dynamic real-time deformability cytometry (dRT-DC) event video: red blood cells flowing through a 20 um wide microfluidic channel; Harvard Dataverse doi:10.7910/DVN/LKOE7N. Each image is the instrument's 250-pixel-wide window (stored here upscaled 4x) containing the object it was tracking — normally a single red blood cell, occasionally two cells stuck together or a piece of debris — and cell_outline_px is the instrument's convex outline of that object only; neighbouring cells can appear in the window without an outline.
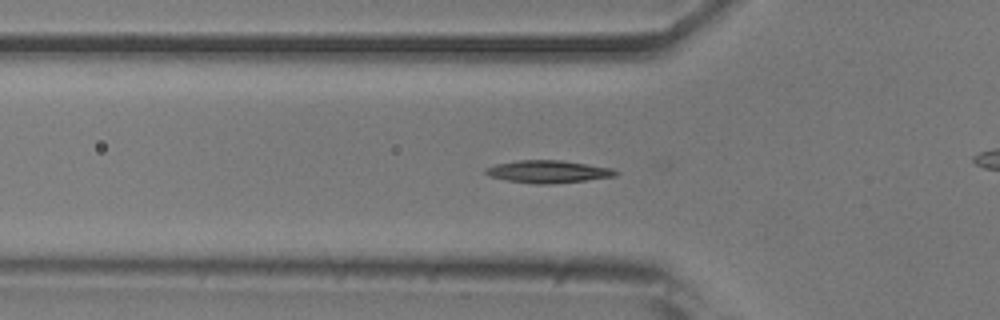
{"species": "common noctule bat (a hibernating species)", "species_latin": "Nyctalus noctula", "temperature_condition": "room temperature", "stored_images_in_passage": 53, "camera_frame_rate_fps": 3000, "um_per_image_px": 0.085, "animal": {"sex": "male", "body_mass_g": 20.5, "forearm_length_mm": 52.5}, "frame": {"image": 1, "passage_image": 17, "time_ms": 5.333, "image_size_px": [1000, 320], "cell_outline_px": [[620, 172], [616, 176], [552, 184], [536, 184], [508, 180], [488, 176], [484, 172], [484, 168], [496, 164], [520, 160], [560, 160], [612, 168]], "centroid_in_image_um": [46.57, 14.59], "position_along_channel_um": 79.2, "area_um2": 16.94}}
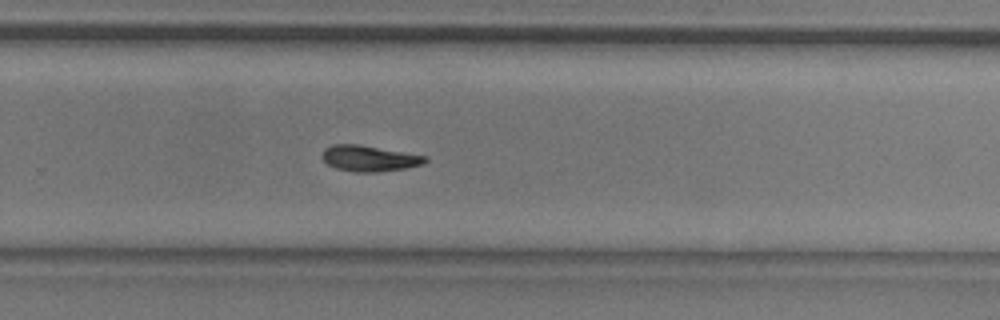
{"frame": {"image": 2, "passage_image": 34, "time_ms": 11.0, "image_size_px": [1000, 320], "cell_outline_px": [[428, 160], [424, 164], [408, 168], [376, 172], [356, 172], [336, 168], [328, 164], [320, 156], [324, 148], [332, 144], [360, 144], [428, 156]], "centroid_in_image_um": [31.4, 13.45], "position_along_channel_um": 298.4, "area_um2": 15.78}}
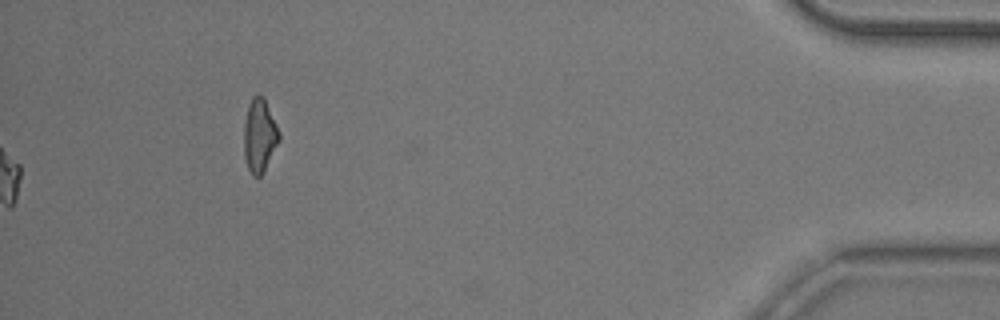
{"frame": {"image": 3, "passage_image": 53, "time_ms": 17.333, "image_size_px": [1000, 320], "cell_outline_px": [[280, 140], [260, 176], [252, 176], [248, 168], [244, 156], [244, 124], [248, 108], [252, 96], [264, 96], [280, 132]], "centroid_in_image_um": [22.06, 11.51], "position_along_channel_um": 413.1, "area_um2": 14.85}, "authors_computed_cell_mechanics": {"area_um2": 15.4326, "velocity_mm_per_s": 3.8567, "shape_relaxation_time_tau1_ms": 3.6494, "shape_relaxation_time_tau2_ms": null, "deformation_change_tau1": 0.1291, "deformation_change_tau2": null}}